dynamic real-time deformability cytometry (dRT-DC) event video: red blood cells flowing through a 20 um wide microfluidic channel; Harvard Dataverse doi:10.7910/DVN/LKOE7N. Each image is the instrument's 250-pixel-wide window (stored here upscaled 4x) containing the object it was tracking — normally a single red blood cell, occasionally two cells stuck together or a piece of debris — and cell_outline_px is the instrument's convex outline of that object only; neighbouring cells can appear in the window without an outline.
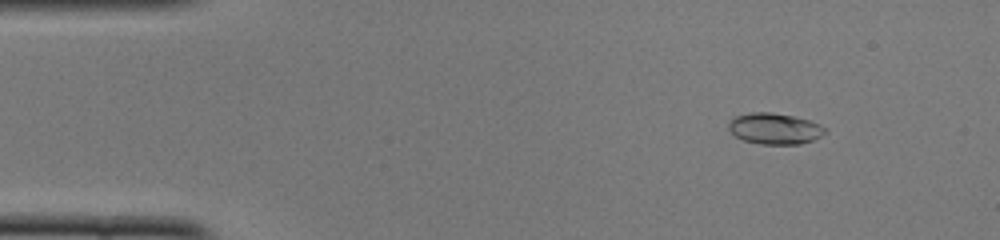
{"species": "common noctule bat (a hibernating species)", "species_latin": "Nyctalus noctula", "temperature_condition": "cold", "stored_images_in_passage": 50, "camera_frame_rate_fps": 3000, "um_per_image_px": 0.085, "animal": {"sex": "female", "body_mass_g": 22.0, "forearm_length_mm": 56.7}, "frame": {"image": 1, "passage_image": 6, "time_ms": 1.667, "image_size_px": [1000, 240], "cell_outline_px": [[828, 132], [812, 140], [800, 144], [760, 144], [744, 140], [736, 136], [728, 128], [728, 124], [736, 116], [752, 112], [772, 112], [792, 116], [808, 120], [820, 124], [828, 128]], "centroid_in_image_um": [65.89, 10.93], "position_along_channel_um": 19.1, "area_um2": 17.4}}
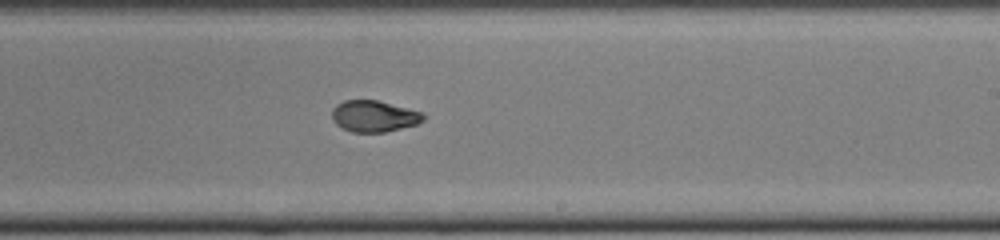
{"frame": {"image": 2, "passage_image": 30, "time_ms": 9.667, "image_size_px": [1000, 240], "cell_outline_px": [[424, 120], [416, 124], [384, 132], [352, 132], [340, 128], [332, 120], [332, 108], [336, 104], [344, 100], [376, 100], [424, 112]], "centroid_in_image_um": [31.75, 9.87], "position_along_channel_um": 257.2, "area_um2": 16.76}}
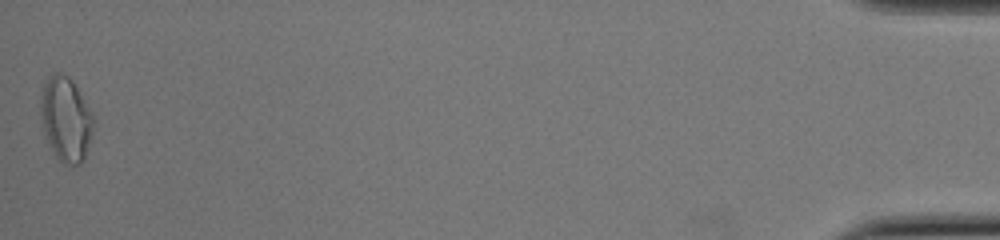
{"frame": {"image": 3, "passage_image": 50, "time_ms": 16.333, "image_size_px": [1000, 240], "cell_outline_px": [[92, 132], [88, 148], [84, 160], [80, 164], [64, 164], [56, 156], [44, 136], [40, 108], [40, 96], [44, 84], [48, 76], [56, 72], [60, 72], [68, 76], [72, 80], [88, 108], [92, 116]], "centroid_in_image_um": [5.56, 10.12], "position_along_channel_um": 429.6, "area_um2": 25.66}, "authors_computed_cell_mechanics": {"area_um2": 17.34, "velocity_mm_per_s": 4.0034, "shape_relaxation_time_tau1_ms": 3.4842, "shape_relaxation_time_tau2_ms": 2.0285, "deformation_change_tau1": 0.1688, "deformation_change_tau2": 0.0706}}